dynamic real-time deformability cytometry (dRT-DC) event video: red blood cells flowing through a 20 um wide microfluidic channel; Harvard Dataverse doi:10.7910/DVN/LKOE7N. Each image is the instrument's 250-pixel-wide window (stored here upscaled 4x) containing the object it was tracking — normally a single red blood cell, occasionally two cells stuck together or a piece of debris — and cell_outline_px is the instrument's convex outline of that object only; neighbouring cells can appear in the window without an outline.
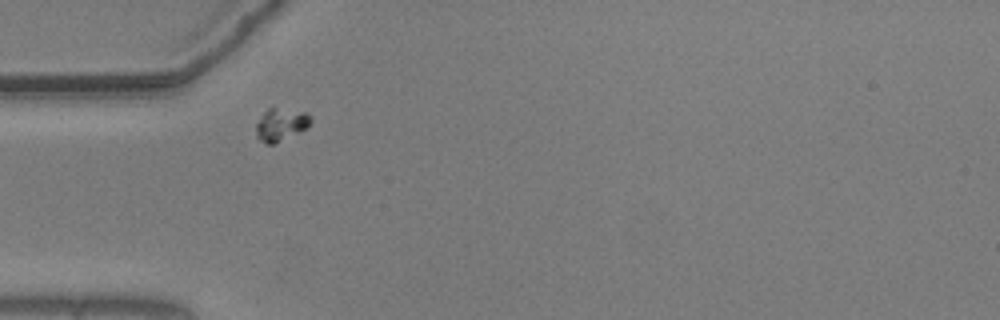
{"species": "common noctule bat (a hibernating species)", "species_latin": "Nyctalus noctula", "temperature_condition": "warm", "stored_images_in_passage": 9, "camera_frame_rate_fps": 3000, "um_per_image_px": 0.085, "animal": {"sex": "male", "body_mass_g": 20.5, "forearm_length_mm": 52.5}, "frame": {"image": 1, "passage_image": 1, "time_ms": 0.0, "image_size_px": [1000, 320], "cell_outline_px": [[312, 120], [304, 128], [272, 144], [264, 144], [256, 136], [256, 124], [264, 112], [268, 108], [272, 108], [308, 112], [312, 116]], "centroid_in_image_um": [23.84, 10.57], "position_along_channel_um": 61.2, "area_um2": 10.0}}